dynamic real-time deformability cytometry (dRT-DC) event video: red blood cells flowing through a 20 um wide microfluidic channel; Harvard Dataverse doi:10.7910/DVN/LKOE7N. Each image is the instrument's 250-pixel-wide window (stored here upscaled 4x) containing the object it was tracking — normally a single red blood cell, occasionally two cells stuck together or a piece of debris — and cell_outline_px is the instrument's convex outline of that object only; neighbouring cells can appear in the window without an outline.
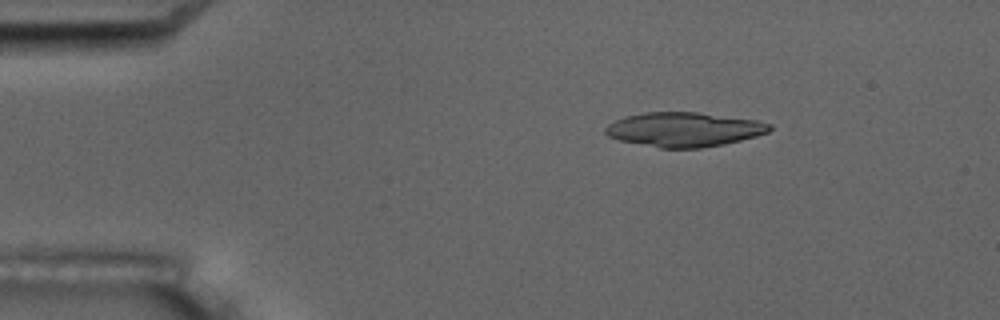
{"species": "common noctule bat (a hibernating species)", "species_latin": "Nyctalus noctula", "temperature_condition": "room temperature", "stored_images_in_passage": 5, "camera_frame_rate_fps": 3000, "um_per_image_px": 0.085, "animal": {"sex": "male", "body_mass_g": 17.5, "forearm_length_mm": 52.3}, "frame": {"image": 1, "passage_image": 3, "time_ms": 2.667, "image_size_px": [1000, 320], "cell_outline_px": [[772, 128], [768, 132], [756, 136], [724, 144], [700, 148], [660, 148], [620, 140], [608, 136], [604, 132], [604, 128], [608, 124], [624, 116], [648, 112], [696, 112], [756, 120], [772, 124]], "centroid_in_image_um": [58.13, 11.0], "position_along_channel_um": 26.9, "area_um2": 32.77}}